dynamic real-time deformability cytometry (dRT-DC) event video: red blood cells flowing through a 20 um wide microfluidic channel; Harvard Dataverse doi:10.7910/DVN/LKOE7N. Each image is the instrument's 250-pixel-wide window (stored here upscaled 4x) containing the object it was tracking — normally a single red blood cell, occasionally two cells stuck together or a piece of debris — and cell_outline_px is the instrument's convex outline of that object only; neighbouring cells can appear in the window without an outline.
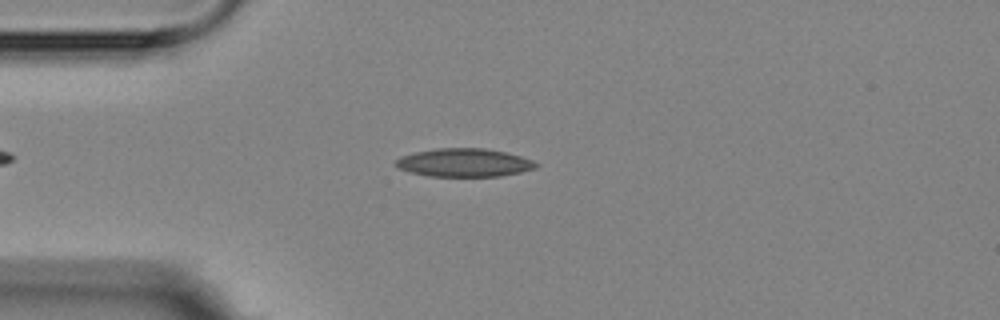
{"species": "Egyptian fruit bat (a non-hibernating species)", "species_latin": "Rousettus aegyptiacus", "temperature_condition": "room temperature", "stored_images_in_passage": 4, "camera_frame_rate_fps": 3000, "um_per_image_px": 0.085, "animal": {"sex": "female"}, "frame": {"image": 1, "passage_image": 4, "time_ms": 4.0, "image_size_px": [1000, 320], "cell_outline_px": [[540, 164], [536, 168], [520, 172], [500, 176], [428, 176], [412, 172], [400, 168], [392, 164], [400, 156], [416, 152], [436, 148], [484, 148], [504, 152], [520, 156], [532, 160]], "centroid_in_image_um": [39.45, 13.82], "position_along_channel_um": 45.5, "area_um2": 23.0}}